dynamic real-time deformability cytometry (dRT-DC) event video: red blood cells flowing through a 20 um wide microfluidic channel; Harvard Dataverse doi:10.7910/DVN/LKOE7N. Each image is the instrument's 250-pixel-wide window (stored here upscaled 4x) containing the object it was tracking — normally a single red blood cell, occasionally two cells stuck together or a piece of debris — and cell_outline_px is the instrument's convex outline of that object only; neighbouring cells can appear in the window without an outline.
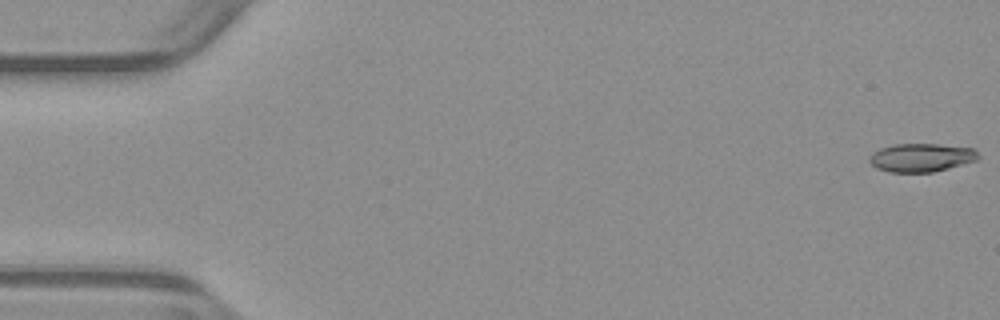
{"species": "common noctule bat (a hibernating species)", "species_latin": "Nyctalus noctula", "temperature_condition": "warm", "stored_images_in_passage": 53, "camera_frame_rate_fps": 3000, "um_per_image_px": 0.085, "animal": {"sex": "male", "body_mass_g": 23.1, "forearm_length_mm": 52.7}, "frame": {"image": 1, "passage_image": 1, "time_ms": 0.0, "image_size_px": [1000, 320], "cell_outline_px": [[980, 156], [976, 160], [948, 168], [932, 172], [888, 172], [876, 168], [868, 160], [868, 156], [872, 152], [880, 148], [892, 144], [936, 144], [972, 148]], "centroid_in_image_um": [78.24, 13.39], "position_along_channel_um": 6.8, "area_um2": 17.98}}
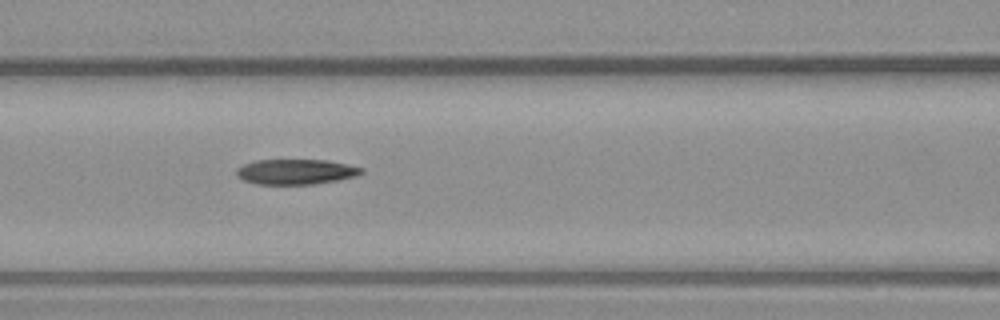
{"frame": {"image": 2, "passage_image": 23, "time_ms": 7.333, "image_size_px": [1000, 320], "cell_outline_px": [[364, 172], [356, 176], [336, 180], [312, 184], [256, 184], [244, 180], [236, 176], [236, 168], [244, 164], [256, 160], [328, 160], [364, 168]], "centroid_in_image_um": [25.13, 14.59], "position_along_channel_um": 141.5, "area_um2": 18.32}}
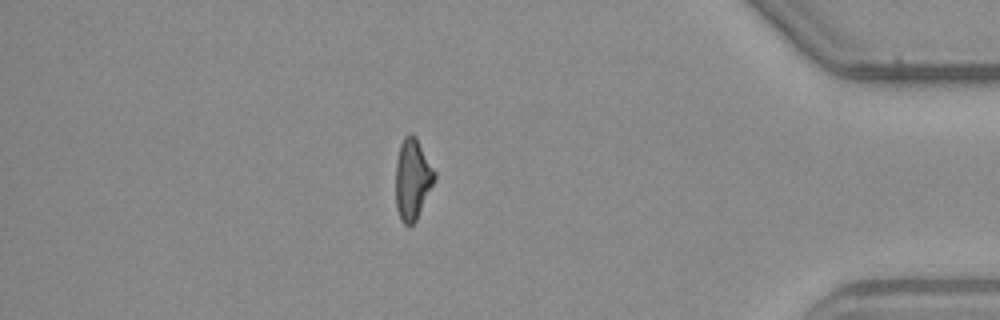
{"frame": {"image": 3, "passage_image": 46, "time_ms": 15.0, "image_size_px": [1000, 320], "cell_outline_px": [[436, 176], [416, 220], [412, 224], [404, 224], [400, 220], [396, 208], [396, 160], [400, 144], [404, 136], [408, 132], [412, 132], [416, 136], [436, 172]], "centroid_in_image_um": [35.05, 15.17], "position_along_channel_um": 400.2, "area_um2": 18.32}, "authors_computed_cell_mechanics": {"area_um2": 18.7272, "velocity_mm_per_s": 3.9259, "shape_relaxation_time_tau1_ms": 8.5186, "shape_relaxation_time_tau2_ms": null, "deformation_change_tau1": 0.2304, "deformation_change_tau2": null}}